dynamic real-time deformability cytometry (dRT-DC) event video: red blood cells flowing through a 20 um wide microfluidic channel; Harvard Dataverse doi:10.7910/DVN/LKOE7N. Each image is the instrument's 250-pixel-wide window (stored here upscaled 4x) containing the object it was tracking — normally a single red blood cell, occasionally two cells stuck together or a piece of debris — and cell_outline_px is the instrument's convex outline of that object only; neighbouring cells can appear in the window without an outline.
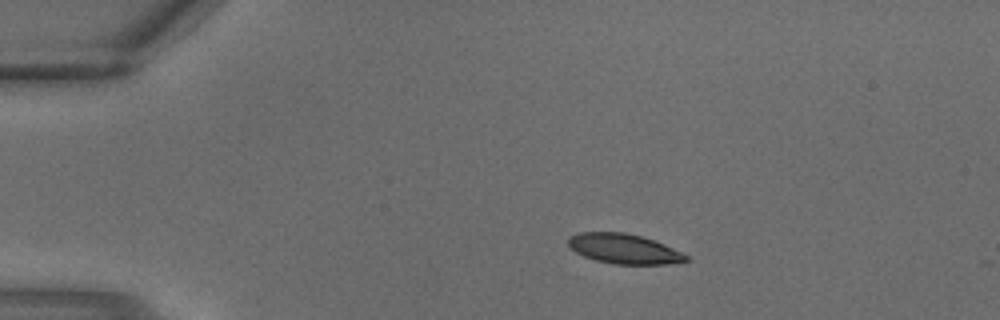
{"species": "common noctule bat (a hibernating species)", "species_latin": "Nyctalus noctula", "temperature_condition": "warm", "stored_images_in_passage": 2, "camera_frame_rate_fps": 3000, "um_per_image_px": 0.085, "animal": {"sex": "male", "body_mass_g": 18.8}, "frame": {"image": 1, "passage_image": 1, "time_ms": 0.0, "image_size_px": [1000, 320], "cell_outline_px": [[692, 260], [668, 264], [612, 264], [596, 260], [584, 256], [568, 248], [568, 236], [580, 232], [624, 232], [640, 236], [664, 244], [688, 256]], "centroid_in_image_um": [53.0, 21.15], "position_along_channel_um": 32.0, "area_um2": 20.52}}